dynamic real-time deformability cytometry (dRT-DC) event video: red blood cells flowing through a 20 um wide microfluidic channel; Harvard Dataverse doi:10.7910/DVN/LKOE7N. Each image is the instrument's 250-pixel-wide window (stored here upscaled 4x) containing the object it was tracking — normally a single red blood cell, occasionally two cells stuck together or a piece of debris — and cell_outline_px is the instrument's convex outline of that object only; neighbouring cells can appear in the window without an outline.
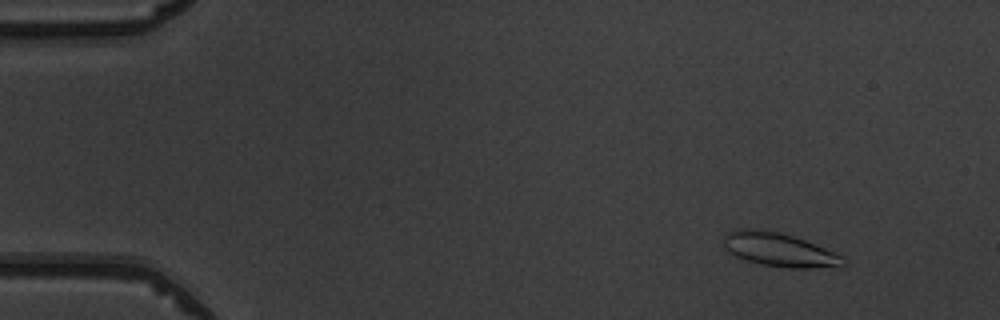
{"species": "common noctule bat (a hibernating species)", "species_latin": "Nyctalus noctula", "temperature_condition": "warm", "stored_images_in_passage": 52, "camera_frame_rate_fps": 3000, "um_per_image_px": 0.085, "animal": {"sex": "male", "body_mass_g": 19.5, "forearm_length_mm": 54.6}, "frame": {"image": 1, "passage_image": 6, "time_ms": 1.667, "image_size_px": [1000, 320], "cell_outline_px": [[848, 264], [812, 268], [788, 268], [760, 264], [736, 256], [728, 252], [724, 248], [724, 232], [732, 228], [752, 228], [780, 232], [804, 240], [844, 256], [848, 260]], "centroid_in_image_um": [66.19, 21.21], "position_along_channel_um": 18.8, "area_um2": 23.64}}
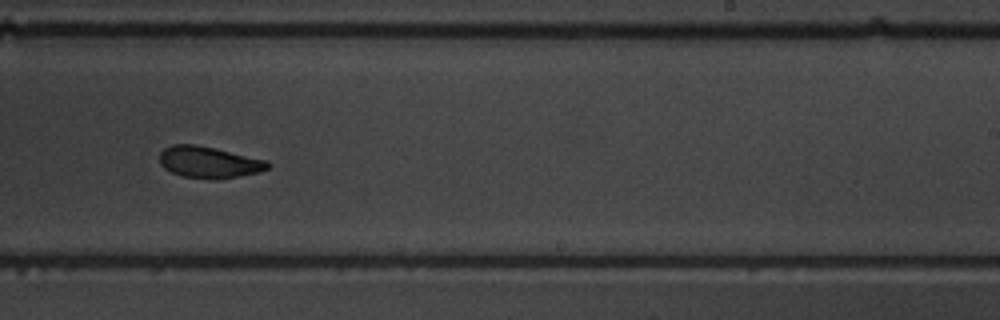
{"frame": {"image": 2, "passage_image": 33, "time_ms": 10.667, "image_size_px": [1000, 320], "cell_outline_px": [[272, 164], [268, 168], [260, 172], [236, 176], [184, 176], [172, 172], [164, 168], [160, 164], [160, 152], [164, 148], [172, 144], [196, 144], [268, 160]], "centroid_in_image_um": [17.76, 13.73], "position_along_channel_um": 271.2, "area_um2": 19.13}}
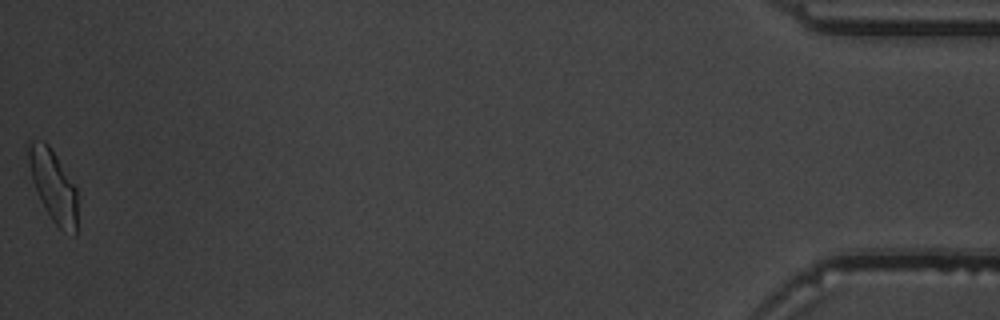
{"frame": {"image": 3, "passage_image": 52, "time_ms": 17.0, "image_size_px": [1000, 320], "cell_outline_px": [[76, 236], [64, 232], [52, 220], [40, 200], [32, 180], [28, 160], [28, 144], [32, 140], [44, 140], [48, 144], [56, 156], [76, 188]], "centroid_in_image_um": [4.52, 15.79], "position_along_channel_um": 430.7, "area_um2": 20.11}, "authors_computed_cell_mechanics": {"area_um2": 20.7213, "velocity_mm_per_s": 3.9717, "shape_relaxation_time_tau1_ms": 3.6317, "shape_relaxation_time_tau2_ms": 2.9852, "deformation_change_tau1": 0.1124, "deformation_change_tau2": 0.0796}}